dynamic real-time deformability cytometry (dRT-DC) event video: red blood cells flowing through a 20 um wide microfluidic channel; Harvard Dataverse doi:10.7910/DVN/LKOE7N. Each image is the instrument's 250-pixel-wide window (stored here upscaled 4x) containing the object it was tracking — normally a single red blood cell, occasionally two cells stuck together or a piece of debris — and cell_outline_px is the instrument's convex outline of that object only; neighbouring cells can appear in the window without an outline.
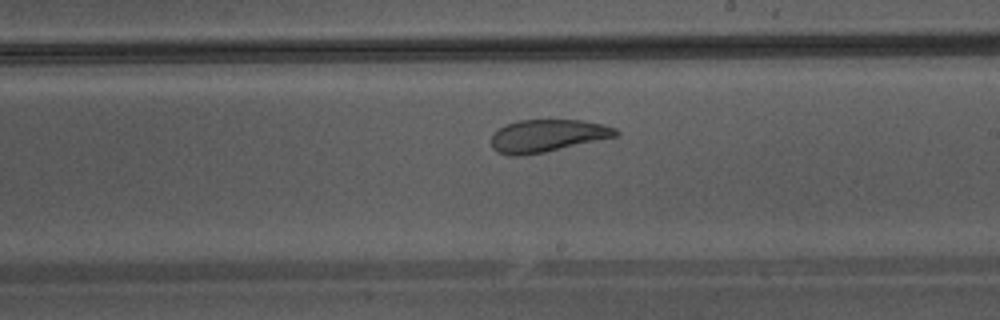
{"species": "Egyptian fruit bat (a non-hibernating species)", "species_latin": "Rousettus aegyptiacus", "temperature_condition": "warm", "stored_images_in_passage": 32, "camera_frame_rate_fps": 3000, "um_per_image_px": 0.085, "animal": {"sex": "male"}, "frame": {"image": 1, "passage_image": 14, "time_ms": 4.333, "image_size_px": [1000, 320], "cell_outline_px": [[620, 136], [544, 152], [520, 156], [512, 156], [496, 152], [492, 148], [492, 136], [504, 124], [520, 120], [584, 120], [604, 124], [616, 128], [620, 132]], "centroid_in_image_um": [46.57, 11.53], "position_along_channel_um": 242.4, "area_um2": 23.76}}